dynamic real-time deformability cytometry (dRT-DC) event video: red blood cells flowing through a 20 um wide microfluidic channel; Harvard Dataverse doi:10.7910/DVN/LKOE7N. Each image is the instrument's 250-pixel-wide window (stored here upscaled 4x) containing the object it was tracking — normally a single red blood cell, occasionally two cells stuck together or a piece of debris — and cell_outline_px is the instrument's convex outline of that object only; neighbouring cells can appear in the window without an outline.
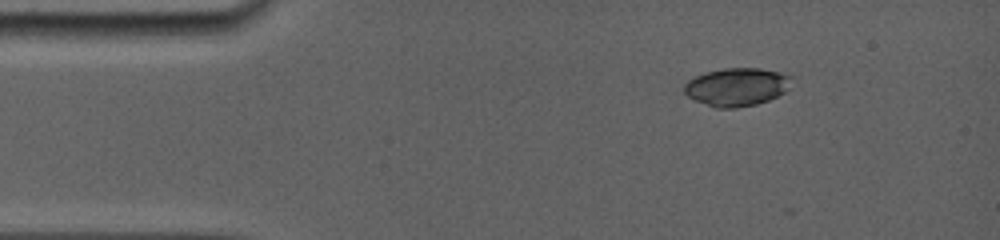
{"species": "common noctule bat (a hibernating species)", "species_latin": "Nyctalus noctula", "temperature_condition": "room temperature", "stored_images_in_passage": 2, "camera_frame_rate_fps": 5000, "um_per_image_px": 0.085, "animal": {"sex": "female", "body_mass_g": 19.0, "forearm_length_mm": 56.7}, "frame": {"image": 1, "passage_image": 1, "time_ms": 0.0, "image_size_px": [1000, 240], "cell_outline_px": [[792, 76], [788, 88], [784, 92], [768, 100], [756, 104], [736, 108], [716, 108], [696, 100], [688, 96], [684, 92], [684, 84], [688, 80], [704, 72], [724, 68], [760, 68], [780, 72]], "centroid_in_image_um": [62.61, 7.38], "position_along_channel_um": 22.4, "area_um2": 23.76}}